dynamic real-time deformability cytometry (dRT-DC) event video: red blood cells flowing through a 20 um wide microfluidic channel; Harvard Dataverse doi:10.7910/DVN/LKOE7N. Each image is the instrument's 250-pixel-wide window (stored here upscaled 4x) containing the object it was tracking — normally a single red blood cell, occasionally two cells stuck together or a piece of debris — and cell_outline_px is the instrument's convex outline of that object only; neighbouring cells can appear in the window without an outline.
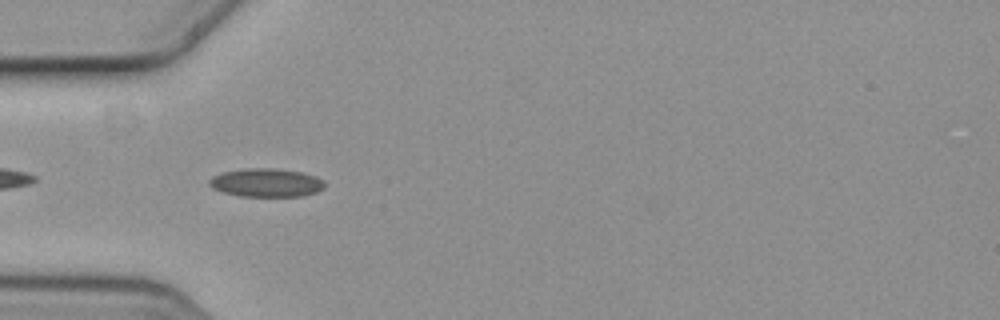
{"species": "common noctule bat (a hibernating species)", "species_latin": "Nyctalus noctula", "temperature_condition": "cold", "stored_images_in_passage": 6, "camera_frame_rate_fps": 3000, "um_per_image_px": 0.085, "animal": {"sex": "female", "body_mass_g": 19.3, "forearm_length_mm": 54.1}, "frame": {"image": 1, "passage_image": 6, "time_ms": 1.667, "image_size_px": [1000, 320], "cell_outline_px": [[324, 188], [316, 192], [304, 196], [240, 196], [224, 192], [212, 188], [208, 184], [208, 180], [212, 176], [224, 172], [244, 168], [272, 168], [300, 172], [316, 176], [324, 180]], "centroid_in_image_um": [22.63, 15.53], "position_along_channel_um": 62.4, "area_um2": 19.13}}